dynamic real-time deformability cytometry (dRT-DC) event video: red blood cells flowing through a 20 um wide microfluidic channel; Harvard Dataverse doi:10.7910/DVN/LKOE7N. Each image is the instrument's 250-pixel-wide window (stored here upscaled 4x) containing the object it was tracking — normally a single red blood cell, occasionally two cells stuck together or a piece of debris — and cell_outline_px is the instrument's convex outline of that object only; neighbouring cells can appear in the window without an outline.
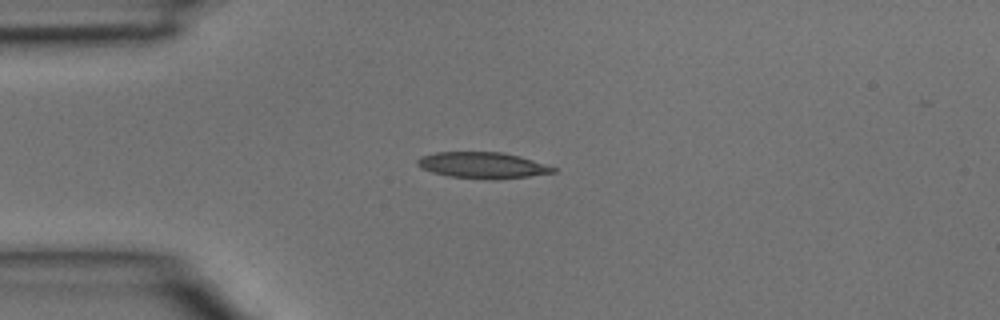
{"species": "common noctule bat (a hibernating species)", "species_latin": "Nyctalus noctula", "temperature_condition": "room temperature", "stored_images_in_passage": 31, "camera_frame_rate_fps": 3000, "um_per_image_px": 0.085, "animal": {"sex": "male", "body_mass_g": 15.6}, "frame": {"image": 1, "passage_image": 1, "time_ms": 0.0, "image_size_px": [1000, 320], "cell_outline_px": [[560, 168], [556, 172], [528, 176], [492, 180], [448, 176], [432, 172], [416, 164], [416, 160], [420, 156], [436, 152], [500, 152], [520, 156]], "centroid_in_image_um": [41.05, 14.04], "position_along_channel_um": 43.9, "area_um2": 20.81}}
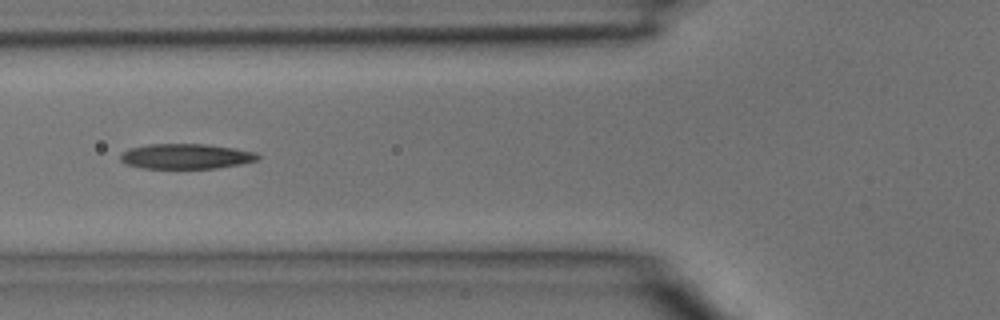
{"frame": {"image": 2, "passage_image": 6, "time_ms": 1.667, "image_size_px": [1000, 320], "cell_outline_px": [[260, 156], [256, 160], [240, 164], [216, 168], [144, 168], [124, 164], [120, 160], [120, 156], [128, 148], [148, 144], [204, 144], [232, 148], [256, 152]], "centroid_in_image_um": [15.77, 13.28], "position_along_channel_um": 110.0, "area_um2": 20.0}}
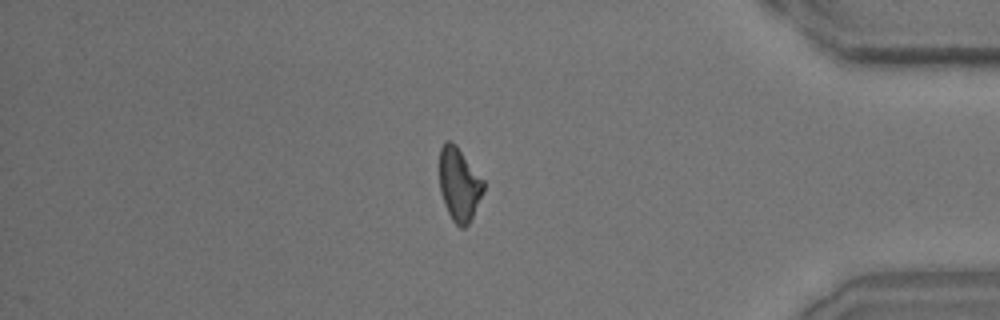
{"frame": {"image": 3, "passage_image": 25, "time_ms": 8.0, "image_size_px": [1000, 320], "cell_outline_px": [[484, 188], [472, 216], [468, 224], [464, 228], [460, 228], [452, 220], [444, 204], [440, 192], [440, 148], [444, 140], [452, 140], [456, 144], [484, 180]], "centroid_in_image_um": [39.01, 15.63], "position_along_channel_um": 396.2, "area_um2": 18.79}}